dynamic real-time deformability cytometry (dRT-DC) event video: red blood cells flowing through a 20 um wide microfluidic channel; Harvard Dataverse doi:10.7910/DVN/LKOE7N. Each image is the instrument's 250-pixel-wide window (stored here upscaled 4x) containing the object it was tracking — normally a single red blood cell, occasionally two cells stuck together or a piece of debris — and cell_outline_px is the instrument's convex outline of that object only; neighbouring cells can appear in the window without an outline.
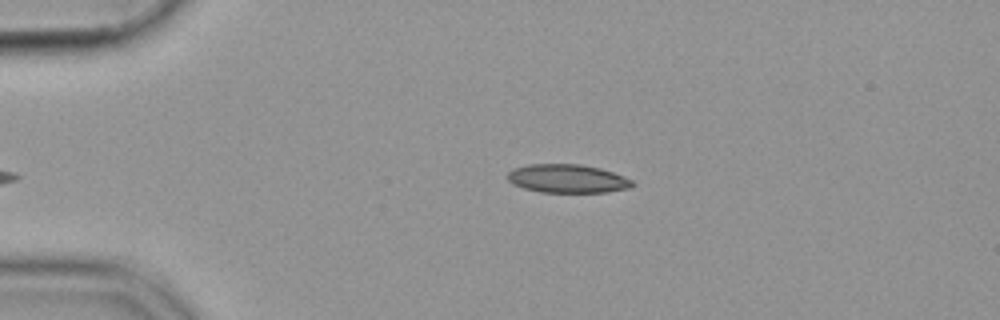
{"species": "common noctule bat (a hibernating species)", "species_latin": "Nyctalus noctula", "temperature_condition": "cold", "stored_images_in_passage": 38, "camera_frame_rate_fps": 3000, "um_per_image_px": 0.085, "animal": {"sex": "female", "body_mass_g": 19.9}, "frame": {"image": 1, "passage_image": 2, "time_ms": 0.333, "image_size_px": [1000, 320], "cell_outline_px": [[632, 184], [628, 188], [604, 192], [540, 192], [524, 188], [508, 180], [508, 172], [512, 168], [528, 164], [580, 164], [600, 168], [624, 176], [632, 180]], "centroid_in_image_um": [48.2, 15.17], "position_along_channel_um": 36.8, "area_um2": 20.52}}
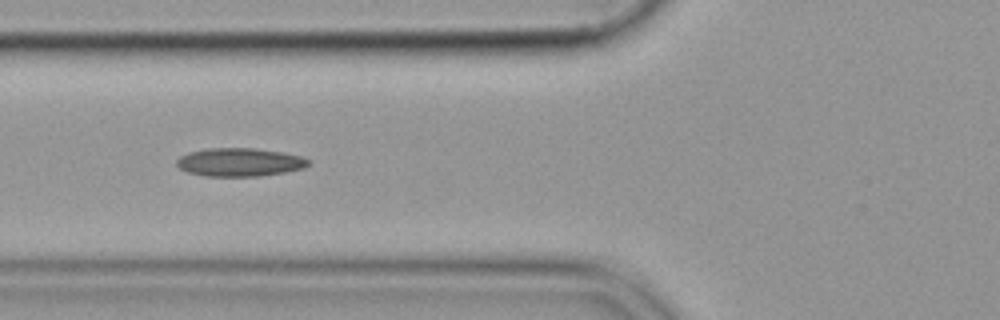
{"frame": {"image": 2, "passage_image": 11, "time_ms": 3.333, "image_size_px": [1000, 320], "cell_outline_px": [[308, 164], [304, 168], [284, 172], [260, 176], [204, 176], [188, 172], [180, 168], [176, 164], [176, 160], [180, 156], [188, 152], [208, 148], [256, 148], [284, 152], [300, 156], [308, 160]], "centroid_in_image_um": [20.34, 13.78], "position_along_channel_um": 105.5, "area_um2": 21.73}}
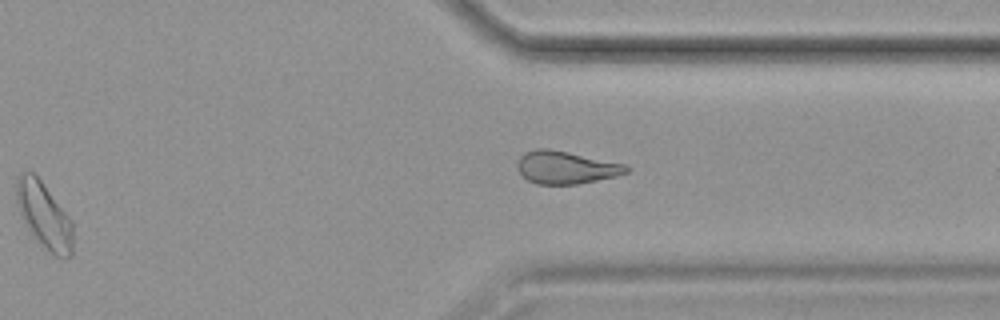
{"frame": {"image": 3, "passage_image": 32, "time_ms": 10.333, "image_size_px": [1000, 320], "cell_outline_px": [[72, 256], [56, 256], [32, 232], [20, 212], [16, 200], [16, 180], [20, 172], [32, 172], [40, 180], [72, 220]], "centroid_in_image_um": [3.75, 18.24], "position_along_channel_um": 407.6, "area_um2": 20.69}}